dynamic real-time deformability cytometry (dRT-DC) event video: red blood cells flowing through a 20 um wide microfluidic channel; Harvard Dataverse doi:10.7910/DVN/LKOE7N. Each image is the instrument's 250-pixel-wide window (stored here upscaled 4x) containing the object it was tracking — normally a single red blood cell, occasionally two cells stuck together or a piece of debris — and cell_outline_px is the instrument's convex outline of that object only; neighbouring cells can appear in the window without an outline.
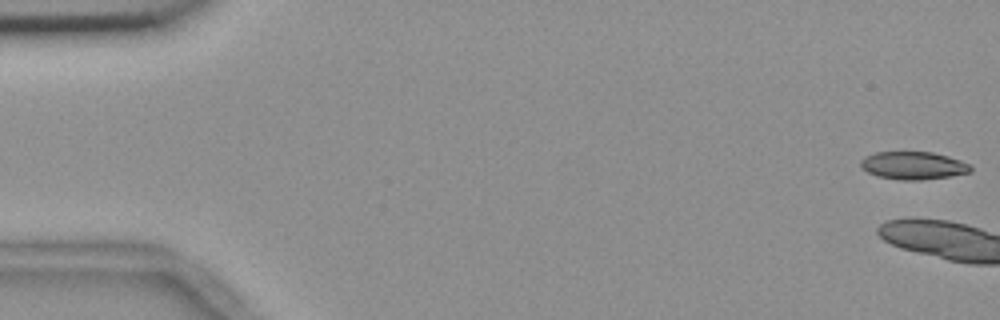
{"species": "common noctule bat (a hibernating species)", "species_latin": "Nyctalus noctula", "temperature_condition": "room temperature", "stored_images_in_passage": 4, "camera_frame_rate_fps": 3000, "um_per_image_px": 0.085, "animal": {"sex": "female", "body_mass_g": 18.4}, "frame": {"image": 1, "passage_image": 1, "time_ms": 0.0, "image_size_px": [1000, 320], "cell_outline_px": [[972, 172], [948, 176], [920, 180], [900, 180], [876, 176], [860, 168], [860, 160], [864, 156], [876, 152], [932, 152], [948, 156], [972, 164]], "centroid_in_image_um": [77.61, 14.07], "position_along_channel_um": 7.4, "area_um2": 17.98}}